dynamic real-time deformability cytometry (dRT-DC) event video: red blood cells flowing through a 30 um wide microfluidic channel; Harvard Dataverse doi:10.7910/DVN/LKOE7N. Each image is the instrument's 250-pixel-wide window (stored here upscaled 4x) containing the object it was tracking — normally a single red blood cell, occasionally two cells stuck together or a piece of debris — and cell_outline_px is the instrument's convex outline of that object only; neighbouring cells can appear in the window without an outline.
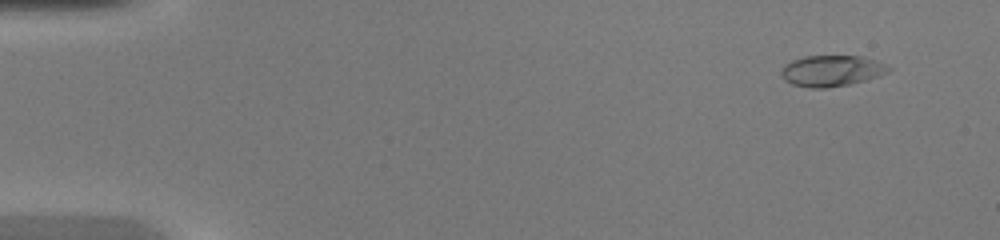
{"species": "common noctule bat (a hibernating species)", "species_latin": "Nyctalus noctula", "temperature_condition": "warm", "stored_images_in_passage": 48, "camera_frame_rate_fps": 3000, "um_per_image_px": 0.085, "animal": {"sex": "female", "body_mass_g": 20.0, "forearm_length_mm": 54.0}, "frame": {"image": 1, "passage_image": 4, "time_ms": 1.0, "image_size_px": [1000, 240], "cell_outline_px": [[892, 68], [888, 72], [880, 76], [848, 84], [828, 88], [812, 88], [792, 84], [784, 80], [780, 72], [784, 64], [792, 60], [804, 56], [860, 56], [884, 64]], "centroid_in_image_um": [70.64, 6.02], "position_along_channel_um": 14.4, "area_um2": 19.31}}
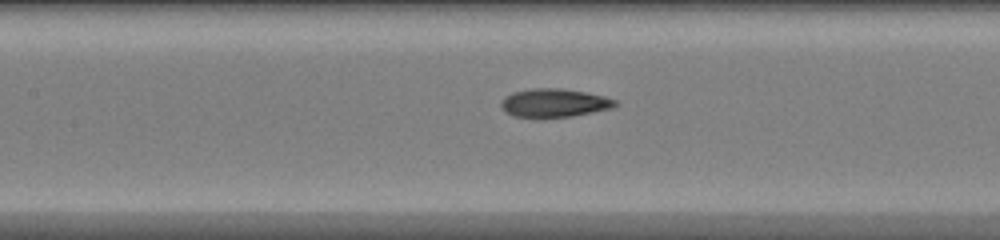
{"frame": {"image": 2, "passage_image": 23, "time_ms": 7.333, "image_size_px": [1000, 240], "cell_outline_px": [[620, 104], [612, 108], [572, 116], [536, 120], [512, 116], [504, 112], [500, 104], [504, 96], [512, 92], [532, 88], [560, 88], [584, 92], [604, 96], [616, 100]], "centroid_in_image_um": [47.05, 8.78], "position_along_channel_um": 160.4, "area_um2": 19.59}}
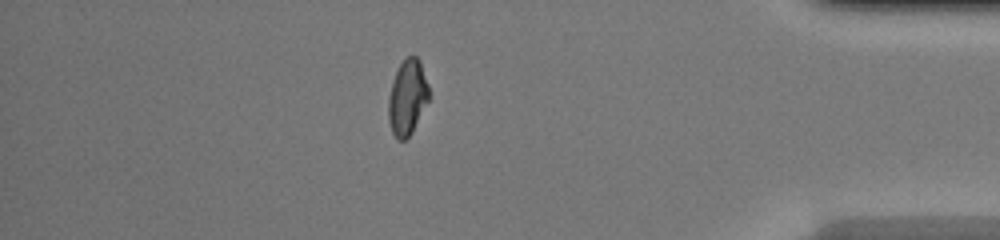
{"frame": {"image": 3, "passage_image": 42, "time_ms": 13.667, "image_size_px": [1000, 240], "cell_outline_px": [[428, 100], [412, 132], [404, 140], [396, 140], [392, 132], [388, 120], [388, 96], [392, 80], [400, 64], [408, 56], [416, 56], [420, 60], [428, 84]], "centroid_in_image_um": [34.6, 8.28], "position_along_channel_um": 400.6, "area_um2": 17.69}, "authors_computed_cell_mechanics": {"area_um2": 18.6694, "velocity_mm_per_s": 4.354, "shape_relaxation_time_tau1_ms": 5.604, "shape_relaxation_time_tau2_ms": 1.3758, "deformation_change_tau1": 0.2524, "deformation_change_tau2": 0.0687}}